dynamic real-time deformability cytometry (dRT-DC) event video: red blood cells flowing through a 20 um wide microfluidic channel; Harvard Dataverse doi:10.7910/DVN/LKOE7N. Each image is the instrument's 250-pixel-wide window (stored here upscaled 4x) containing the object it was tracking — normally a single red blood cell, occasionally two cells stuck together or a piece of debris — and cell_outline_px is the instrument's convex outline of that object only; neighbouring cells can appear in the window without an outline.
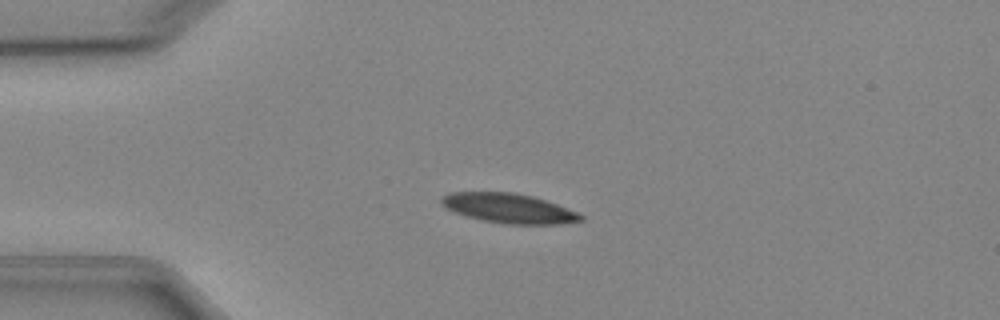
{"species": "Egyptian fruit bat (a non-hibernating species)", "species_latin": "Rousettus aegyptiacus", "temperature_condition": "cold", "stored_images_in_passage": 2, "camera_frame_rate_fps": 3000, "um_per_image_px": 0.085, "animal": {"sex": "female"}, "frame": {"image": 1, "passage_image": 1, "time_ms": 0.0, "image_size_px": [1000, 320], "cell_outline_px": [[584, 220], [560, 224], [508, 224], [484, 220], [468, 216], [444, 208], [440, 204], [440, 196], [448, 192], [512, 192], [532, 196], [556, 204], [576, 212], [584, 216]], "centroid_in_image_um": [43.2, 17.69], "position_along_channel_um": 41.8, "area_um2": 23.93}}